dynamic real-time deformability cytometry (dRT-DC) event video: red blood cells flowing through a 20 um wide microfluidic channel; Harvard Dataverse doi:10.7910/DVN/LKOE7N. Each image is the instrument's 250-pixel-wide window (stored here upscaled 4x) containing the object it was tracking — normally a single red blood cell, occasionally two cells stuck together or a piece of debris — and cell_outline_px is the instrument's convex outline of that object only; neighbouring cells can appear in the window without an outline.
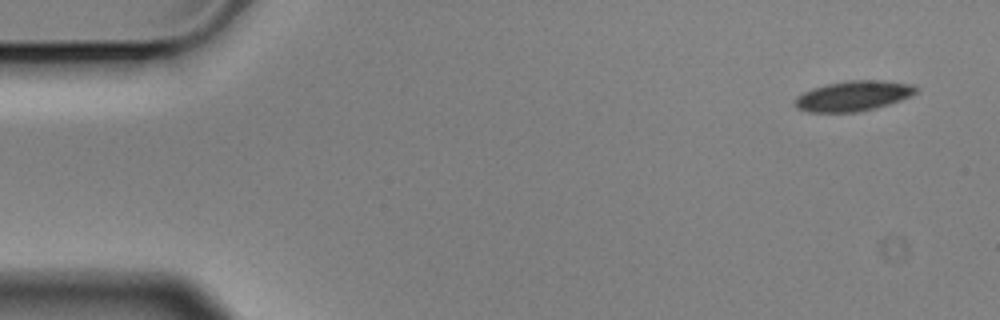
{"species": "Egyptian fruit bat (a non-hibernating species)", "species_latin": "Rousettus aegyptiacus", "temperature_condition": "cold", "stored_images_in_passage": 6, "camera_frame_rate_fps": 3000, "um_per_image_px": 0.085, "animal": {"sex": "male"}, "frame": {"image": 1, "passage_image": 1, "time_ms": 0.0, "image_size_px": [1000, 320], "cell_outline_px": [[920, 88], [912, 96], [876, 108], [856, 112], [808, 112], [796, 108], [796, 96], [812, 88], [828, 84], [848, 80], [884, 80], [912, 84]], "centroid_in_image_um": [72.56, 8.15], "position_along_channel_um": 12.4, "area_um2": 21.33}}
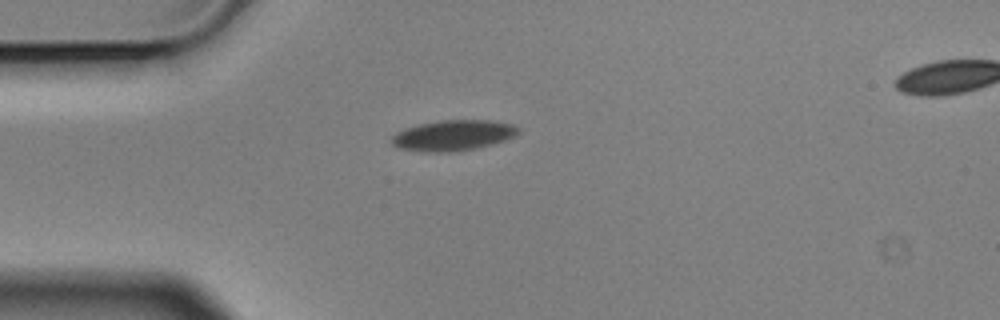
{"frame": {"image": 2, "passage_image": 4, "time_ms": 1.0, "image_size_px": [1000, 320], "cell_outline_px": [[520, 132], [504, 140], [492, 144], [476, 148], [448, 152], [420, 152], [400, 148], [392, 144], [392, 136], [396, 132], [404, 128], [420, 124], [440, 120], [488, 120], [512, 124], [520, 128]], "centroid_in_image_um": [38.49, 11.5], "position_along_channel_um": 46.5, "area_um2": 22.48}}
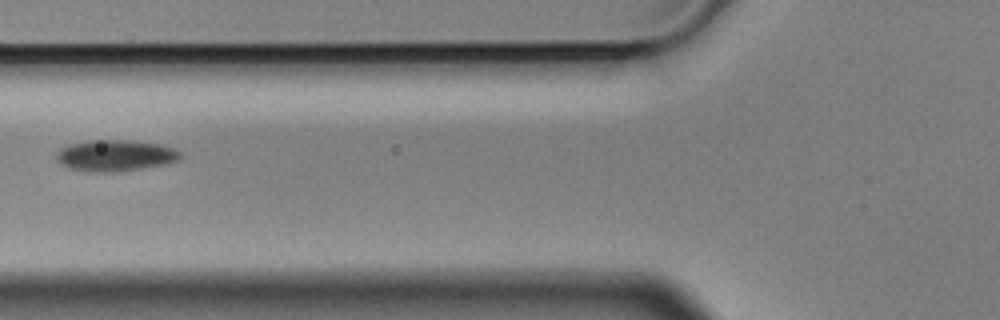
{"frame": {"image": 3, "passage_image": 6, "time_ms": 1.667, "image_size_px": [1000, 320], "cell_outline_px": [[180, 160], [168, 164], [116, 172], [96, 172], [68, 168], [60, 164], [56, 160], [56, 156], [60, 148], [72, 144], [88, 140], [128, 140], [160, 144], [172, 148], [180, 152]], "centroid_in_image_um": [9.8, 13.22], "position_along_channel_um": 116.0, "area_um2": 22.6}}